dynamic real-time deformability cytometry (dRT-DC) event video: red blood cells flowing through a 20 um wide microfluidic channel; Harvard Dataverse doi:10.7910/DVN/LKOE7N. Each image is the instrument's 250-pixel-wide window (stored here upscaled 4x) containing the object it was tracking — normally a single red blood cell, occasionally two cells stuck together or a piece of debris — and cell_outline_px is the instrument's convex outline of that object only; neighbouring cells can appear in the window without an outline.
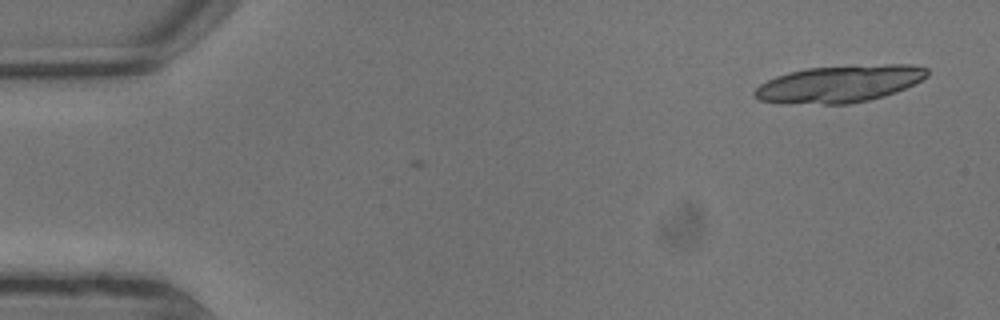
{"species": "common noctule bat (a hibernating species)", "species_latin": "Nyctalus noctula", "temperature_condition": "warm", "stored_images_in_passage": 7, "camera_frame_rate_fps": 3000, "um_per_image_px": 0.085, "animal": {"sex": "male", "body_mass_g": 13.3}, "frame": {"image": 1, "passage_image": 1, "time_ms": 0.0, "image_size_px": [1000, 320], "cell_outline_px": [[928, 76], [896, 92], [884, 96], [868, 100], [848, 104], [784, 104], [760, 100], [752, 96], [752, 92], [760, 84], [776, 76], [788, 72], [808, 68], [888, 64], [912, 64], [928, 68]], "centroid_in_image_um": [71.31, 7.14], "position_along_channel_um": 13.7, "area_um2": 37.34}}
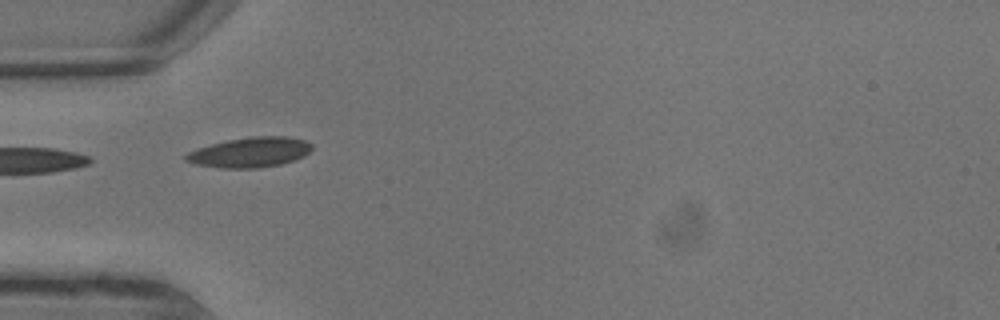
{"frame": {"image": 2, "passage_image": 6, "time_ms": 1.667, "image_size_px": [1000, 320], "cell_outline_px": [[312, 148], [304, 156], [280, 164], [256, 168], [220, 168], [196, 164], [184, 160], [184, 156], [188, 152], [196, 148], [228, 140], [252, 136], [284, 136], [304, 140], [312, 144]], "centroid_in_image_um": [21.22, 12.94], "position_along_channel_um": 63.8, "area_um2": 21.91}}